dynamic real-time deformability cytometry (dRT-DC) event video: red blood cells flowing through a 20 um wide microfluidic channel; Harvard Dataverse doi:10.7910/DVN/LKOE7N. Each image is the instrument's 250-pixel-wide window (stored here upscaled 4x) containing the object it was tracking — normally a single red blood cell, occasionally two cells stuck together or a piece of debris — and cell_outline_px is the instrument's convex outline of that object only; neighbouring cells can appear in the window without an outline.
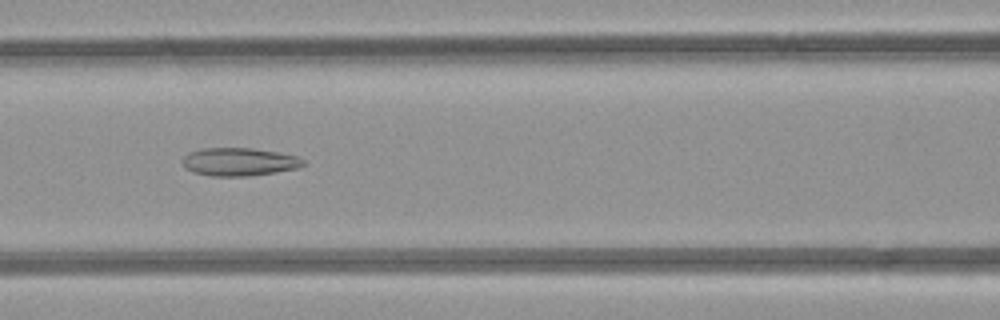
{"species": "common noctule bat (a hibernating species)", "species_latin": "Nyctalus noctula", "temperature_condition": "room temperature", "stored_images_in_passage": 7, "camera_frame_rate_fps": 3000, "um_per_image_px": 0.085, "animal": {"sex": "female", "body_mass_g": 21.9}, "frame": {"image": 1, "passage_image": 7, "time_ms": 6.667, "image_size_px": [1000, 320], "cell_outline_px": [[304, 164], [300, 168], [276, 172], [248, 176], [212, 176], [192, 172], [184, 168], [184, 156], [188, 152], [200, 148], [252, 148], [276, 152], [296, 156], [304, 160]], "centroid_in_image_um": [20.31, 13.76], "position_along_channel_um": 146.3, "area_um2": 19.77}}